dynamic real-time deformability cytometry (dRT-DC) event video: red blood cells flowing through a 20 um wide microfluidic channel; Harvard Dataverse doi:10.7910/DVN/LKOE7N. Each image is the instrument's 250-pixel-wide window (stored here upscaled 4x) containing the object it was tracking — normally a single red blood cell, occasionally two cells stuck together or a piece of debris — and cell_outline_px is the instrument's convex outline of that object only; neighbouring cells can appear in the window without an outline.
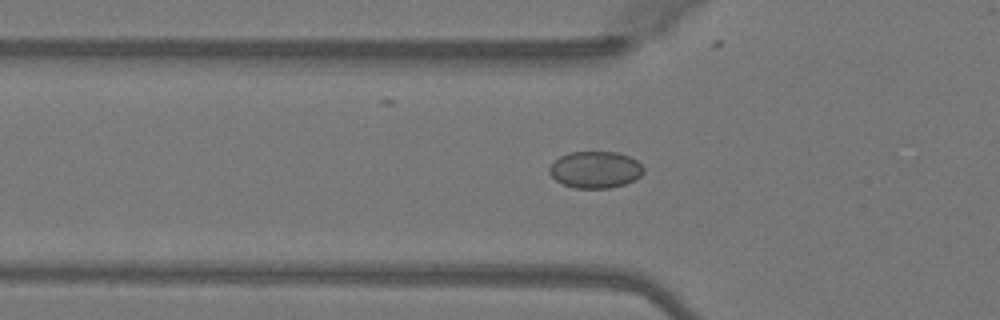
{"species": "Egyptian fruit bat (a non-hibernating species)", "species_latin": "Rousettus aegyptiacus", "temperature_condition": "warm", "stored_images_in_passage": 36, "camera_frame_rate_fps": 3000, "um_per_image_px": 0.085, "animal": {"sex": "female"}, "frame": {"image": 1, "passage_image": 3, "time_ms": 0.667, "image_size_px": [1000, 320], "cell_outline_px": [[644, 172], [640, 176], [624, 184], [608, 188], [576, 188], [564, 184], [556, 180], [548, 172], [548, 168], [560, 156], [568, 152], [616, 152], [628, 156], [636, 160], [644, 168]], "centroid_in_image_um": [50.59, 14.41], "position_along_channel_um": 75.2, "area_um2": 20.0}}
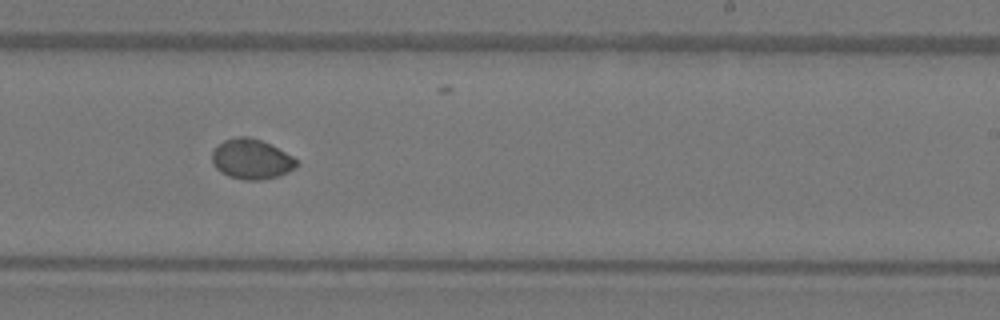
{"frame": {"image": 2, "passage_image": 17, "time_ms": 5.333, "image_size_px": [1000, 320], "cell_outline_px": [[300, 164], [296, 168], [288, 172], [264, 180], [244, 180], [228, 176], [220, 172], [212, 164], [212, 152], [224, 140], [240, 136], [248, 136], [260, 140], [292, 156]], "centroid_in_image_um": [21.36, 13.55], "position_along_channel_um": 267.6, "area_um2": 19.59}}
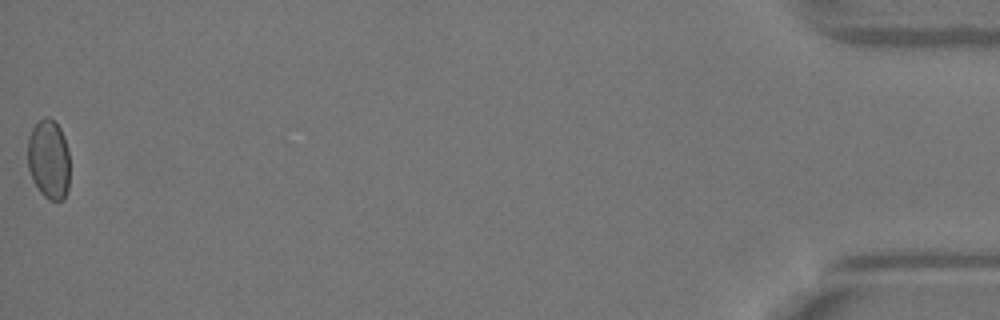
{"frame": {"image": 3, "passage_image": 36, "time_ms": 11.667, "image_size_px": [1000, 320], "cell_outline_px": [[68, 188], [64, 200], [48, 200], [40, 192], [32, 180], [28, 168], [28, 136], [32, 128], [44, 116], [48, 116], [60, 128], [64, 136], [68, 152]], "centroid_in_image_um": [4.13, 13.55], "position_along_channel_um": 431.1, "area_um2": 19.54}, "authors_computed_cell_mechanics": {"area_um2": 19.5364, "velocity_mm_per_s": 4.1097, "shape_relaxation_time_tau1_ms": null, "shape_relaxation_time_tau2_ms": 1.4686, "deformation_change_tau1": null, "deformation_change_tau2": 0.0176}}